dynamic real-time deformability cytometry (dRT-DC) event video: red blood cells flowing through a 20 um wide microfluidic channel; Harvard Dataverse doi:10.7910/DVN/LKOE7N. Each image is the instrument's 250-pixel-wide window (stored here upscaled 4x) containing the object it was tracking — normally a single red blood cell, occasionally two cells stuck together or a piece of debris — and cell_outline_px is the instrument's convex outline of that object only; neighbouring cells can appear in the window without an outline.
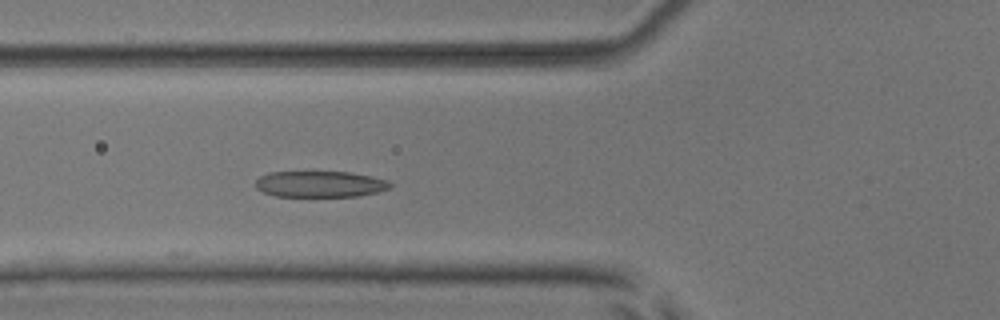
{"species": "common noctule bat (a hibernating species)", "species_latin": "Nyctalus noctula", "temperature_condition": "room temperature", "stored_images_in_passage": 5, "camera_frame_rate_fps": 3000, "um_per_image_px": 0.085, "animal": {"sex": "male", "body_mass_g": 17.9, "forearm_length_mm": 54.2}, "frame": {"image": 1, "passage_image": 5, "time_ms": 5.333, "image_size_px": [1000, 320], "cell_outline_px": [[392, 188], [376, 192], [356, 196], [276, 196], [264, 192], [256, 188], [256, 180], [260, 176], [268, 172], [348, 172], [372, 176], [388, 180], [392, 184]], "centroid_in_image_um": [27.22, 15.64], "position_along_channel_um": 98.6, "area_um2": 20.46}}